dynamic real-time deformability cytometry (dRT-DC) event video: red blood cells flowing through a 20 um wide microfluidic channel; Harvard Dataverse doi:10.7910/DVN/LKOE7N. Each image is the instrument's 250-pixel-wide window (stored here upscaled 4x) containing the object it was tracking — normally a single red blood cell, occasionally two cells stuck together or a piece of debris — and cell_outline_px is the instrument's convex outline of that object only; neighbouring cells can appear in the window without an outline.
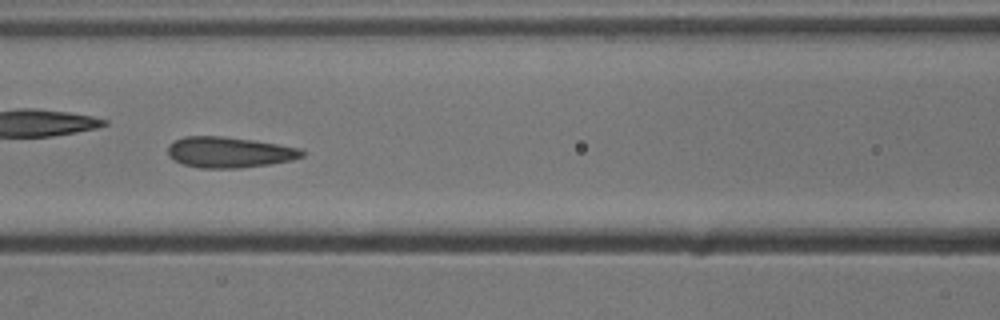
{"species": "common noctule bat (a hibernating species)", "species_latin": "Nyctalus noctula", "temperature_condition": "cold", "stored_images_in_passage": 53, "camera_frame_rate_fps": 3000, "um_per_image_px": 0.085, "animal": {"sex": "male", "body_mass_g": 13.3}, "frame": {"image": 1, "passage_image": 23, "time_ms": 7.333, "image_size_px": [1000, 320], "cell_outline_px": [[304, 156], [292, 160], [268, 164], [240, 168], [200, 168], [184, 164], [168, 156], [168, 144], [184, 136], [224, 136], [252, 140], [300, 148], [304, 152]], "centroid_in_image_um": [19.47, 12.94], "position_along_channel_um": 147.1, "area_um2": 23.93}, "authors_computed_cell_mechanics": {"area_um2": 24.276, "velocity_mm_per_s": 3.8125, "shape_relaxation_time_tau1_ms": 4.3693, "shape_relaxation_time_tau2_ms": 0.9697, "deformation_change_tau1": 0.1172, "deformation_change_tau2": 0.0683}}